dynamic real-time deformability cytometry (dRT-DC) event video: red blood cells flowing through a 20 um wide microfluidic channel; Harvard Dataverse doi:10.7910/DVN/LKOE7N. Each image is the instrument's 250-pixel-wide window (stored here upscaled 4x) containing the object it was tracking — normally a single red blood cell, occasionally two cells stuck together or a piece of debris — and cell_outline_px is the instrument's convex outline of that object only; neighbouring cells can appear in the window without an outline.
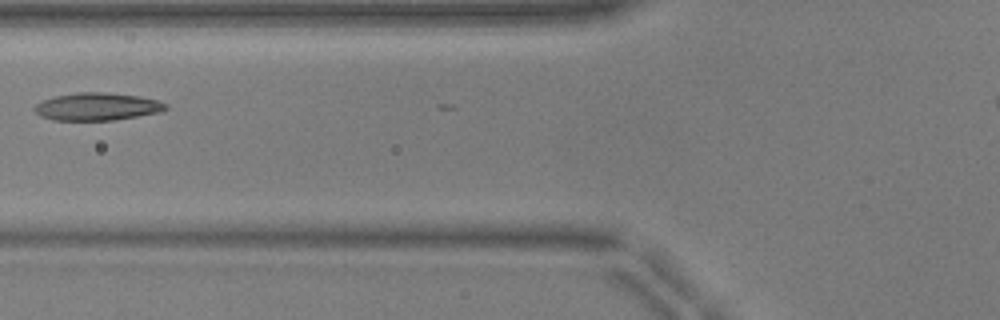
{"species": "common noctule bat (a hibernating species)", "species_latin": "Nyctalus noctula", "temperature_condition": "warm", "stored_images_in_passage": 10, "camera_frame_rate_fps": 3000, "um_per_image_px": 0.085, "animal": {"sex": "male", "body_mass_g": 17.9, "forearm_length_mm": 54.2}, "frame": {"image": 1, "passage_image": 2, "time_ms": 0.333, "image_size_px": [1000, 320], "cell_outline_px": [[168, 108], [160, 112], [116, 120], [52, 120], [40, 116], [32, 108], [36, 104], [44, 100], [56, 96], [80, 92], [108, 92], [140, 96], [156, 100], [168, 104]], "centroid_in_image_um": [8.27, 9.06], "position_along_channel_um": 117.5, "area_um2": 21.15}}
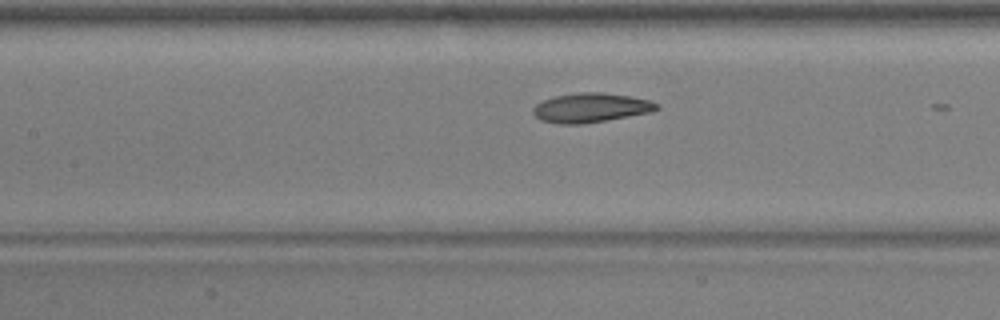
{"frame": {"image": 2, "passage_image": 5, "time_ms": 1.333, "image_size_px": [1000, 320], "cell_outline_px": [[660, 108], [652, 112], [580, 124], [560, 124], [540, 120], [532, 112], [532, 108], [536, 104], [552, 96], [580, 92], [600, 92], [628, 96], [648, 100], [660, 104]], "centroid_in_image_um": [50.2, 9.15], "position_along_channel_um": 157.2, "area_um2": 21.04}}